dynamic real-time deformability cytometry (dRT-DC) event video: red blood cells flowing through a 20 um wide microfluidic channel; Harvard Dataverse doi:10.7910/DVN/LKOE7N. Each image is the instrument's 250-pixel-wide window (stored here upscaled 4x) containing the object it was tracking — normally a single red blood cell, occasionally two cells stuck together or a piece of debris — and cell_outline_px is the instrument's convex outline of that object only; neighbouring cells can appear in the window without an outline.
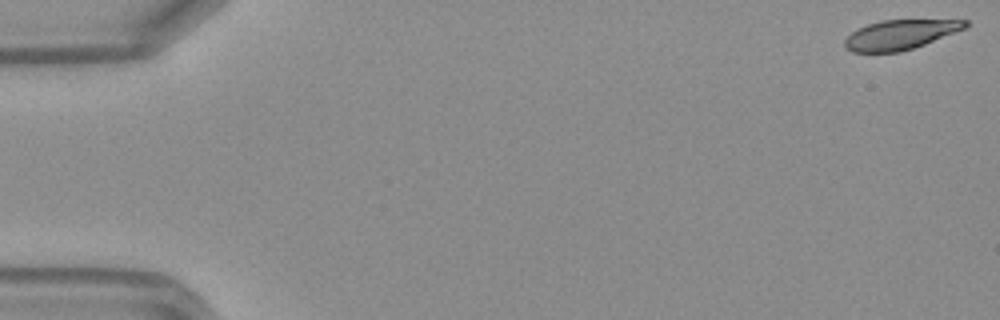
{"species": "Egyptian fruit bat (a non-hibernating species)", "species_latin": "Rousettus aegyptiacus", "temperature_condition": "warm", "stored_images_in_passage": 49, "camera_frame_rate_fps": 3000, "um_per_image_px": 0.085, "frame": {"image": 1, "passage_image": 1, "time_ms": 0.0, "image_size_px": [1000, 320], "cell_outline_px": [[968, 24], [964, 28], [924, 44], [900, 52], [852, 52], [844, 48], [844, 40], [852, 32], [868, 24], [880, 20], [968, 20]], "centroid_in_image_um": [76.46, 2.95], "position_along_channel_um": 8.5, "area_um2": 20.46}}
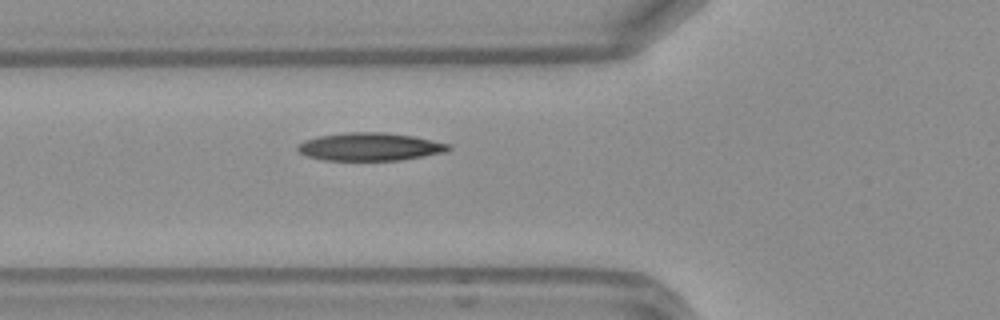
{"frame": {"image": 2, "passage_image": 18, "time_ms": 5.667, "image_size_px": [1000, 320], "cell_outline_px": [[452, 148], [444, 152], [400, 160], [324, 160], [308, 156], [300, 152], [296, 148], [296, 144], [304, 140], [320, 136], [348, 132], [384, 132], [412, 136], [452, 144]], "centroid_in_image_um": [31.44, 12.47], "position_along_channel_um": 94.4, "area_um2": 24.45}}
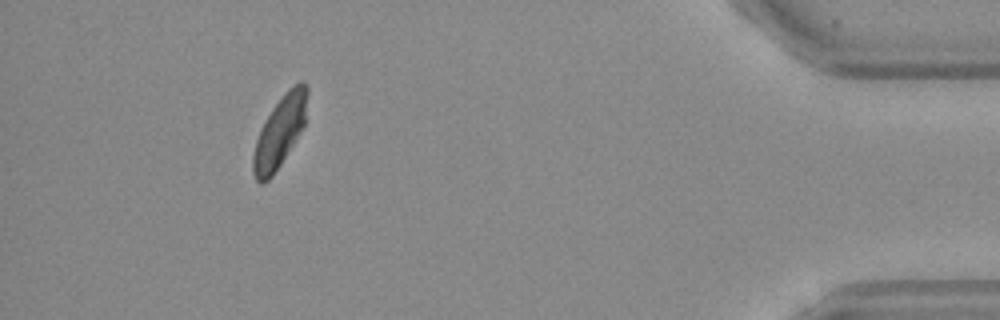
{"frame": {"image": 3, "passage_image": 45, "time_ms": 14.667, "image_size_px": [1000, 320], "cell_outline_px": [[308, 92], [304, 128], [272, 176], [268, 180], [260, 184], [256, 180], [252, 172], [252, 156], [256, 140], [272, 108], [288, 88], [300, 80], [304, 80], [308, 84]], "centroid_in_image_um": [23.8, 11.17], "position_along_channel_um": 411.4, "area_um2": 22.43}, "authors_computed_cell_mechanics": {"area_um2": 23.2356, "velocity_mm_per_s": 4.1624, "shape_relaxation_time_tau1_ms": 3.2613, "shape_relaxation_time_tau2_ms": 2.0737, "deformation_change_tau1": 0.1373, "deformation_change_tau2": 0.0651}}